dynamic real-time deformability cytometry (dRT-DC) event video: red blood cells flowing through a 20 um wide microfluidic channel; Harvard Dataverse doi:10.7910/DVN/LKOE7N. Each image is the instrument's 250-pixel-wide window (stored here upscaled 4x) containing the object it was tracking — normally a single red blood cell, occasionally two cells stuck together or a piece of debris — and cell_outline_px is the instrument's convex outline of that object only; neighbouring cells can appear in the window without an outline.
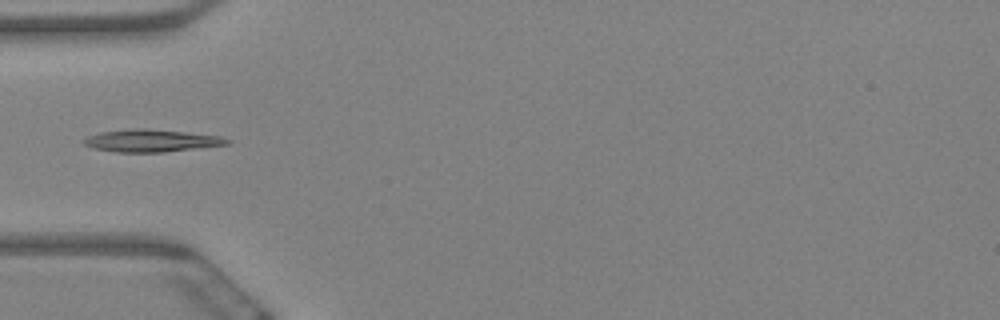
{"species": "Egyptian fruit bat (a non-hibernating species)", "species_latin": "Rousettus aegyptiacus", "temperature_condition": "warm", "stored_images_in_passage": 7, "camera_frame_rate_fps": 3000, "um_per_image_px": 0.085, "animal": {"sex": "female"}, "frame": {"image": 1, "passage_image": 4, "time_ms": 1.0, "image_size_px": [1000, 320], "cell_outline_px": [[232, 140], [228, 144], [164, 152], [116, 152], [92, 148], [84, 144], [80, 140], [88, 136], [100, 132], [132, 128], [148, 128], [220, 136]], "centroid_in_image_um": [12.81, 11.95], "position_along_channel_um": 72.2, "area_um2": 18.73}}
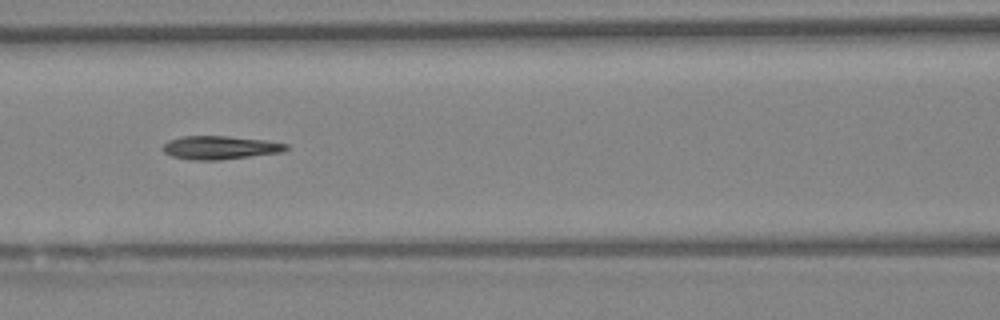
{"frame": {"image": 2, "passage_image": 6, "time_ms": 1.667, "image_size_px": [1000, 320], "cell_outline_px": [[288, 148], [280, 152], [220, 160], [188, 160], [172, 156], [164, 152], [164, 144], [168, 140], [180, 136], [228, 136], [268, 140], [288, 144]], "centroid_in_image_um": [18.68, 12.54], "position_along_channel_um": 147.9, "area_um2": 16.82}}
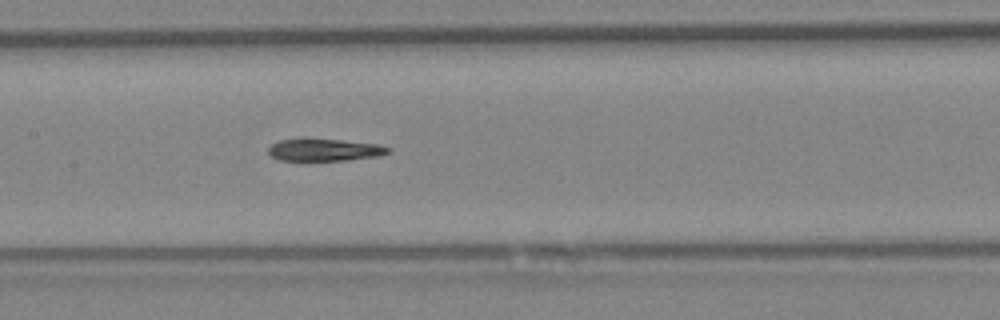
{"frame": {"image": 3, "passage_image": 7, "time_ms": 2.0, "image_size_px": [1000, 320], "cell_outline_px": [[392, 148], [388, 152], [380, 156], [348, 160], [280, 160], [272, 156], [268, 152], [268, 148], [272, 144], [280, 140], [340, 140], [380, 144]], "centroid_in_image_um": [27.65, 12.75], "position_along_channel_um": 179.8, "area_um2": 15.14}}